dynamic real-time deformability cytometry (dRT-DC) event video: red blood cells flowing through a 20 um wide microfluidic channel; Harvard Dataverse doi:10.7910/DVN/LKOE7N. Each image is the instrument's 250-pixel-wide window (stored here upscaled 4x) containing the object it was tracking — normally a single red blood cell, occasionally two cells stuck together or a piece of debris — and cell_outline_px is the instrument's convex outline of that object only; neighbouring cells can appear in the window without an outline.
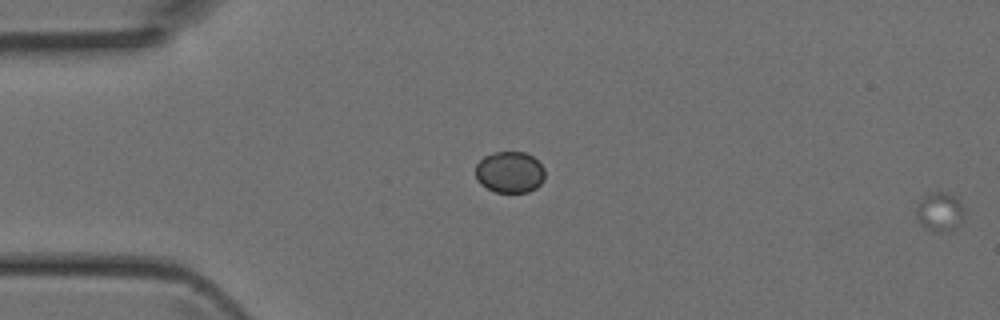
{"species": "Egyptian fruit bat (a non-hibernating species)", "species_latin": "Rousettus aegyptiacus", "temperature_condition": "room temperature", "stored_images_in_passage": 5, "segment_of_instrument_passage": [2, 2], "camera_frame_rate_fps": 3000, "um_per_image_px": 0.085, "animal": {"sex": "female"}, "frame": {"image": 1, "passage_image": 5, "time_ms": 1.333, "image_size_px": [1000, 320], "cell_outline_px": [[964, 212], [960, 224], [948, 232], [932, 232], [916, 216], [916, 208], [920, 200], [924, 196], [932, 192], [948, 192], [956, 196]], "centroid_in_image_um": [79.89, 17.99], "position_along_channel_um": 5.1, "area_um2": 10.75}}